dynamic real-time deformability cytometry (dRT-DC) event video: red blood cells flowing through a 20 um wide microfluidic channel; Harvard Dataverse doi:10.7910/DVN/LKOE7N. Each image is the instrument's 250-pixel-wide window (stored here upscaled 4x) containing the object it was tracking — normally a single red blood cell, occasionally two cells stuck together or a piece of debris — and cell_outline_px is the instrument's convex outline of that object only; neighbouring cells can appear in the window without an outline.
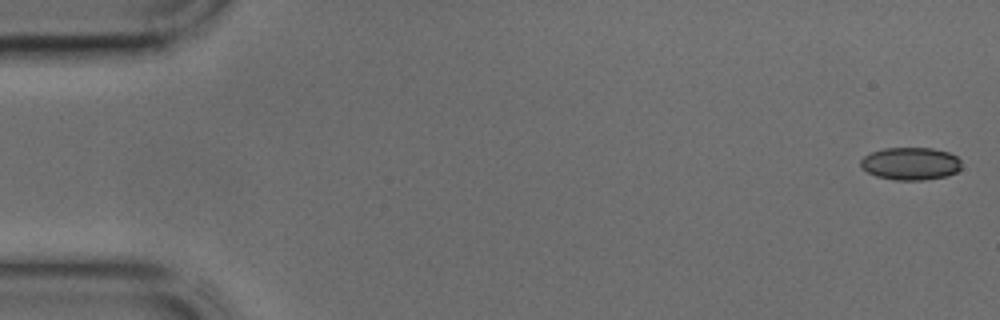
{"species": "common noctule bat (a hibernating species)", "species_latin": "Nyctalus noctula", "temperature_condition": "cold", "stored_images_in_passage": 43, "camera_frame_rate_fps": 3000, "um_per_image_px": 0.085, "animal": {"sex": "male", "body_mass_g": 17.9, "forearm_length_mm": 54.2}, "frame": {"image": 1, "passage_image": 1, "time_ms": 0.0, "image_size_px": [1000, 320], "cell_outline_px": [[960, 168], [956, 172], [948, 176], [924, 180], [896, 180], [876, 176], [868, 172], [860, 164], [860, 160], [864, 156], [872, 152], [884, 148], [932, 148], [948, 152], [956, 156], [960, 160]], "centroid_in_image_um": [77.41, 13.91], "position_along_channel_um": 7.6, "area_um2": 19.13}}
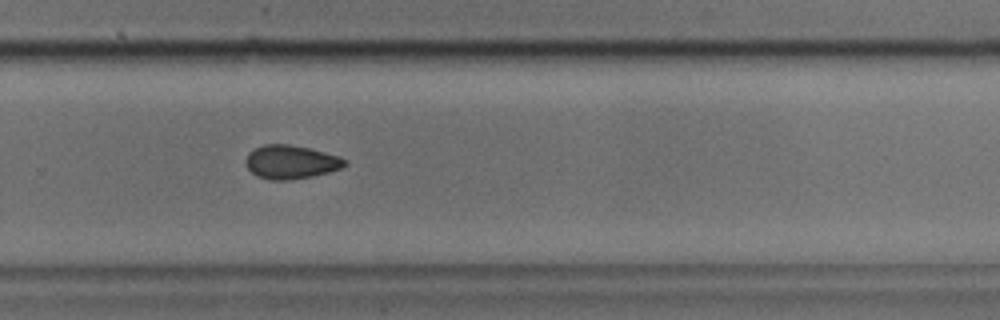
{"frame": {"image": 2, "passage_image": 29, "time_ms": 9.333, "image_size_px": [1000, 320], "cell_outline_px": [[348, 164], [340, 168], [328, 172], [312, 176], [288, 180], [268, 180], [256, 176], [248, 168], [244, 160], [248, 152], [264, 144], [288, 144], [308, 148], [340, 156], [348, 160]], "centroid_in_image_um": [24.71, 13.77], "position_along_channel_um": 305.1, "area_um2": 19.48}}
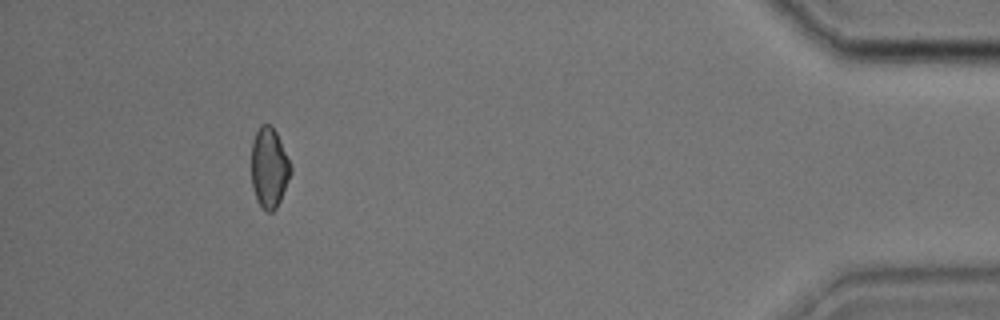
{"frame": {"image": 3, "passage_image": 40, "time_ms": 13.0, "image_size_px": [1000, 320], "cell_outline_px": [[292, 172], [280, 200], [276, 208], [272, 212], [268, 212], [256, 200], [252, 188], [252, 140], [260, 124], [272, 124], [276, 132], [292, 168]], "centroid_in_image_um": [22.87, 14.24], "position_along_channel_um": 412.3, "area_um2": 18.26}}